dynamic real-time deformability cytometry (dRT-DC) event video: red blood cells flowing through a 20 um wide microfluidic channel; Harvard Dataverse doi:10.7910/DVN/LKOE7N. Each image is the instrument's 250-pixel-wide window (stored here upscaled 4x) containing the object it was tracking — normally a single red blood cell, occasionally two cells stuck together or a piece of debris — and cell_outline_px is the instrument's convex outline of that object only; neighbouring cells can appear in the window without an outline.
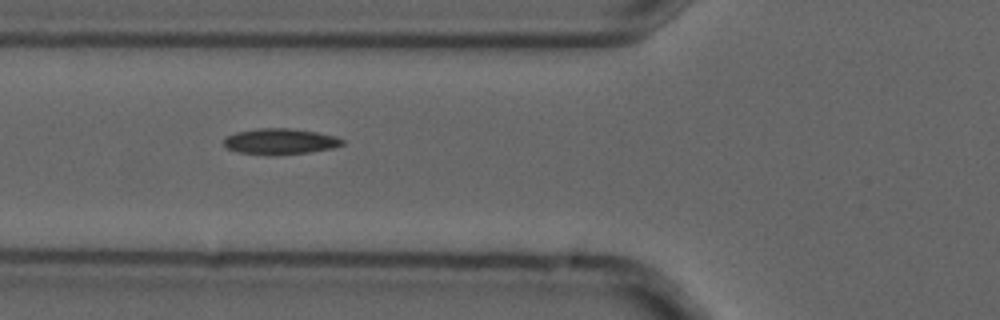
{"species": "common noctule bat (a hibernating species)", "species_latin": "Nyctalus noctula", "temperature_condition": "cold", "stored_images_in_passage": 8, "camera_frame_rate_fps": 3000, "um_per_image_px": 0.085, "animal": {"sex": "male", "forearm_length_mm": 52.5}, "frame": {"image": 1, "passage_image": 5, "time_ms": 1.333, "image_size_px": [1000, 320], "cell_outline_px": [[344, 144], [332, 148], [308, 152], [236, 152], [228, 148], [224, 144], [224, 140], [228, 136], [236, 132], [256, 128], [292, 128], [316, 132], [336, 136], [344, 140]], "centroid_in_image_um": [23.85, 11.96], "position_along_channel_um": 101.9, "area_um2": 16.94}}
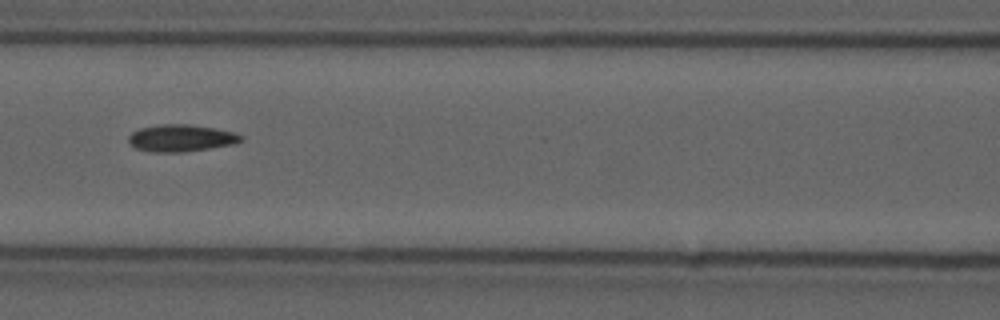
{"frame": {"image": 2, "passage_image": 6, "time_ms": 1.667, "image_size_px": [1000, 320], "cell_outline_px": [[244, 140], [236, 144], [180, 152], [148, 152], [136, 148], [128, 144], [128, 136], [132, 132], [140, 128], [160, 124], [188, 124], [216, 128], [232, 132], [244, 136]], "centroid_in_image_um": [15.38, 11.73], "position_along_channel_um": 151.2, "area_um2": 17.86}}
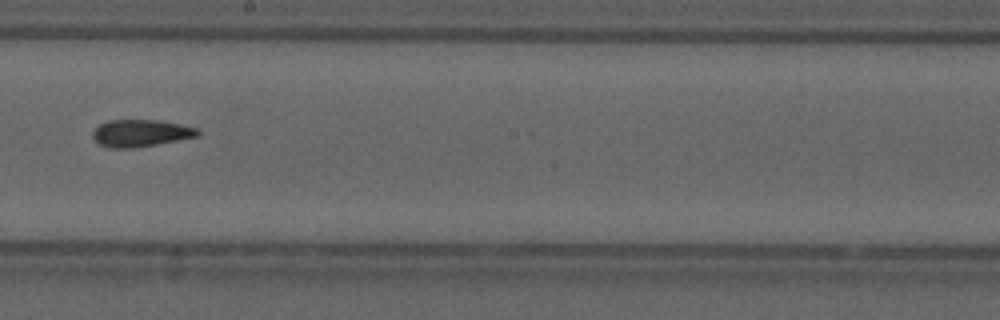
{"frame": {"image": 3, "passage_image": 8, "time_ms": 2.333, "image_size_px": [1000, 320], "cell_outline_px": [[200, 136], [136, 148], [108, 148], [100, 144], [92, 136], [92, 132], [100, 124], [108, 120], [156, 120], [180, 124], [196, 128], [200, 132]], "centroid_in_image_um": [11.96, 11.32], "position_along_channel_um": 236.2, "area_um2": 16.59}}